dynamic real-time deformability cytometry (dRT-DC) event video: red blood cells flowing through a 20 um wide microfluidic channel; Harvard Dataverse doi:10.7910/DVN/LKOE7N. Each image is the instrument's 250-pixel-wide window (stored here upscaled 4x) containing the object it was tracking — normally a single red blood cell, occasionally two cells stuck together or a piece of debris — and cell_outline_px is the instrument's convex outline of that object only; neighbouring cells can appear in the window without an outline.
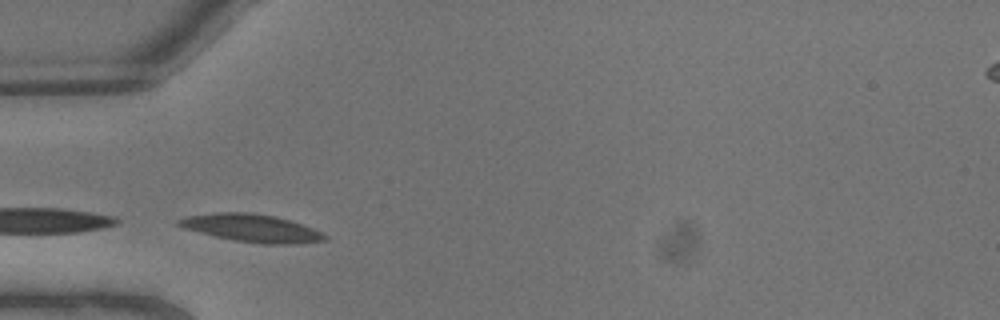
{"species": "common noctule bat (a hibernating species)", "species_latin": "Nyctalus noctula", "temperature_condition": "warm", "stored_images_in_passage": 4, "camera_frame_rate_fps": 3000, "um_per_image_px": 0.085, "animal": {"sex": "male", "body_mass_g": 13.3}, "frame": {"image": 1, "passage_image": 3, "time_ms": 0.667, "image_size_px": [1000, 320], "cell_outline_px": [[328, 240], [296, 244], [264, 244], [232, 240], [184, 228], [176, 224], [176, 220], [188, 216], [216, 212], [248, 212], [276, 216], [312, 228], [328, 236]], "centroid_in_image_um": [21.4, 19.39], "position_along_channel_um": 63.6, "area_um2": 23.47}}